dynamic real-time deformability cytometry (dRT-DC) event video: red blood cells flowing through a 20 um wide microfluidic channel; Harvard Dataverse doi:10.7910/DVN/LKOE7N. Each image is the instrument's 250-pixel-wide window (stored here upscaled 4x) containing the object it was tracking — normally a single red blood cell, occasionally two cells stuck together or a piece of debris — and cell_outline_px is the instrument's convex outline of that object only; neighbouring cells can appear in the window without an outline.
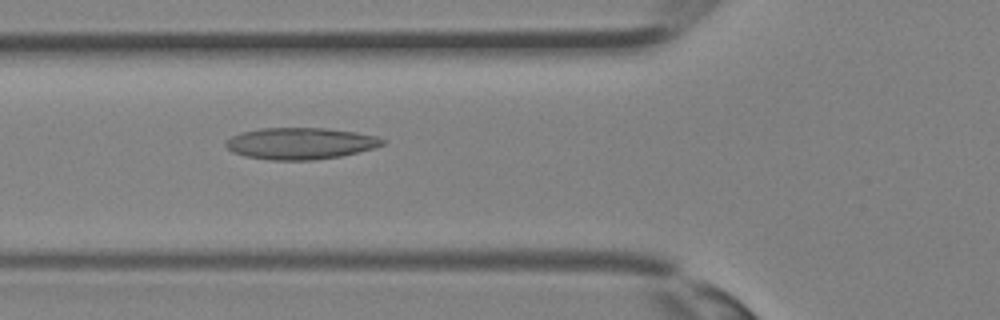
{"species": "Egyptian fruit bat (a non-hibernating species)", "species_latin": "Rousettus aegyptiacus", "temperature_condition": "room temperature", "stored_images_in_passage": 21, "camera_frame_rate_fps": 3000, "um_per_image_px": 0.085, "animal": {"sex": "female"}, "frame": {"image": 1, "passage_image": 3, "time_ms": 0.667, "image_size_px": [1000, 320], "cell_outline_px": [[384, 144], [372, 148], [340, 156], [312, 160], [268, 160], [244, 156], [232, 152], [224, 144], [224, 140], [240, 132], [260, 128], [324, 128], [356, 132], [376, 136], [384, 140]], "centroid_in_image_um": [25.46, 12.19], "position_along_channel_um": 100.3, "area_um2": 28.84}}
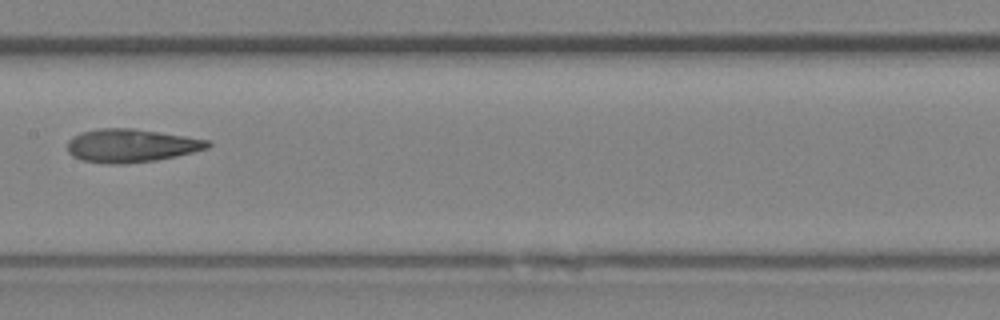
{"frame": {"image": 2, "passage_image": 8, "time_ms": 2.333, "image_size_px": [1000, 320], "cell_outline_px": [[212, 144], [208, 148], [176, 156], [156, 160], [124, 164], [108, 164], [80, 160], [72, 156], [68, 152], [68, 140], [72, 136], [80, 132], [96, 128], [132, 128], [184, 136], [208, 140]], "centroid_in_image_um": [11.09, 12.38], "position_along_channel_um": 196.3, "area_um2": 27.28}}
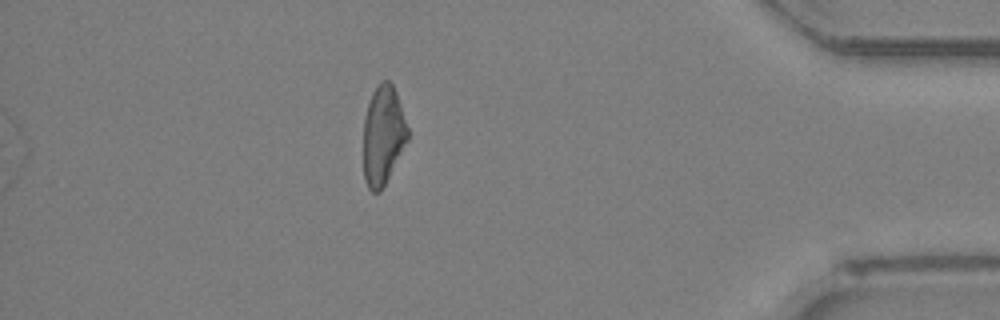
{"frame": {"image": 3, "passage_image": 21, "time_ms": 6.667, "image_size_px": [1000, 320], "cell_outline_px": [[408, 140], [380, 192], [372, 192], [368, 188], [364, 180], [364, 116], [372, 92], [376, 84], [380, 80], [388, 80], [392, 84], [396, 92], [408, 128]], "centroid_in_image_um": [32.55, 11.47], "position_along_channel_um": 402.7, "area_um2": 25.49}}